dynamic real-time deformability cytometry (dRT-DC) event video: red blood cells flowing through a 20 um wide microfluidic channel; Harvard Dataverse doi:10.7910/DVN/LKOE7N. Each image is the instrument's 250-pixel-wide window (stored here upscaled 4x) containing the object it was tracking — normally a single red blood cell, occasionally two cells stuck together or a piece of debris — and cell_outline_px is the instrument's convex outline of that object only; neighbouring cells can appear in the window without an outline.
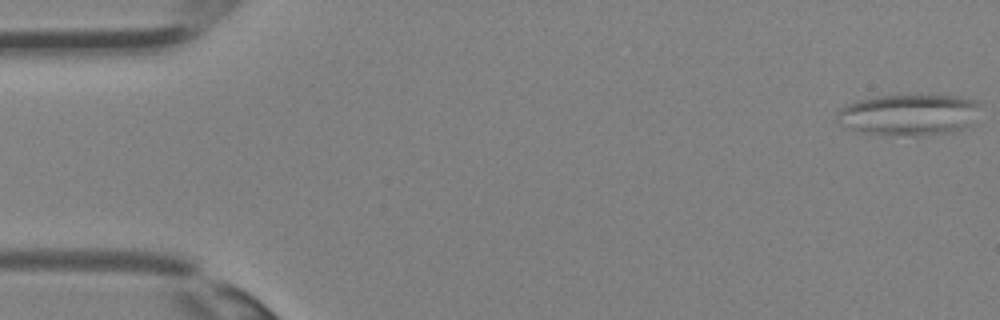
{"species": "Egyptian fruit bat (a non-hibernating species)", "species_latin": "Rousettus aegyptiacus", "temperature_condition": "room temperature", "stored_images_in_passage": 36, "camera_frame_rate_fps": 3000, "um_per_image_px": 0.085, "animal": {"sex": "female"}, "frame": {"image": 1, "passage_image": 1, "time_ms": 0.0, "image_size_px": [1000, 320], "cell_outline_px": [[980, 104], [976, 124], [960, 132], [924, 136], [884, 136], [860, 132], [840, 124], [836, 120], [836, 112], [840, 108], [856, 100], [876, 96], [960, 96], [976, 100]], "centroid_in_image_um": [77.32, 9.8], "position_along_channel_um": 7.7, "area_um2": 35.6}}
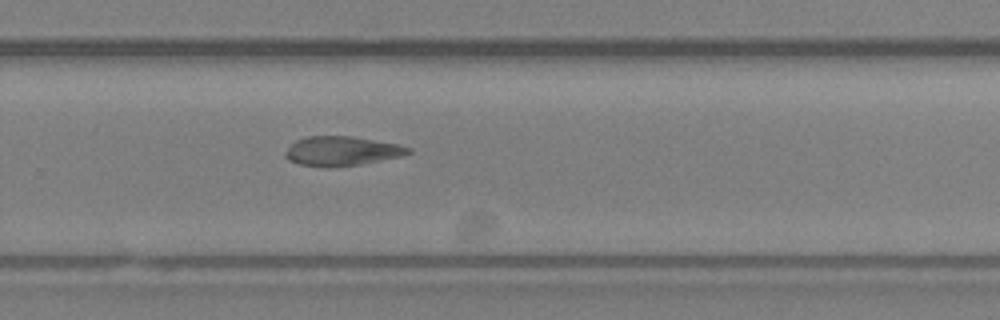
{"frame": {"image": 2, "passage_image": 24, "time_ms": 7.667, "image_size_px": [1000, 320], "cell_outline_px": [[412, 152], [404, 156], [360, 164], [300, 164], [288, 160], [284, 156], [284, 152], [296, 140], [308, 136], [352, 136], [396, 144], [412, 148]], "centroid_in_image_um": [29.1, 12.79], "position_along_channel_um": 300.7, "area_um2": 20.23}}
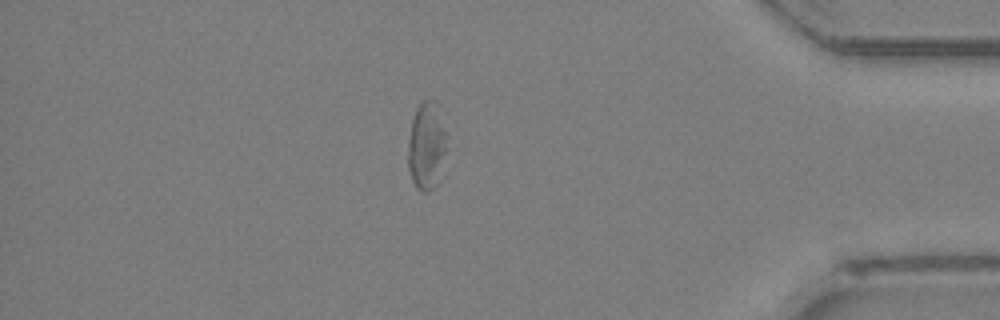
{"frame": {"image": 3, "passage_image": 31, "time_ms": 10.0, "image_size_px": [1000, 320], "cell_outline_px": [[448, 148], [440, 180], [428, 192], [424, 192], [416, 188], [412, 180], [408, 168], [408, 140], [412, 120], [416, 108], [424, 100], [436, 100], [448, 132]], "centroid_in_image_um": [36.31, 12.39], "position_along_channel_um": 398.9, "area_um2": 20.69}}